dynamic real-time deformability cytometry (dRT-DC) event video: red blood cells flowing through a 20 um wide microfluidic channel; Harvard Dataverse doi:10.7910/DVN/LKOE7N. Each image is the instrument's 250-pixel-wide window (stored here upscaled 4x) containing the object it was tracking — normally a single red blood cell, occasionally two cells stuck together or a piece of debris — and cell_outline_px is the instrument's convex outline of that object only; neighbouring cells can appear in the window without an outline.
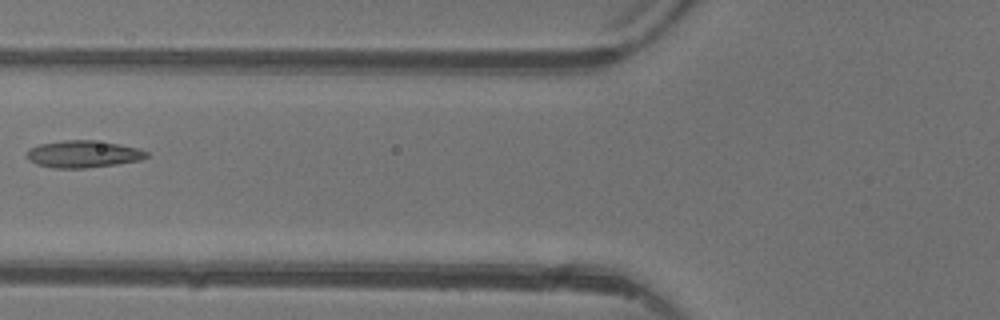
{"species": "common noctule bat (a hibernating species)", "species_latin": "Nyctalus noctula", "temperature_condition": "warm", "stored_images_in_passage": 5, "camera_frame_rate_fps": 3000, "um_per_image_px": 0.085, "animal": {"sex": "female"}, "frame": {"image": 1, "passage_image": 5, "time_ms": 4.667, "image_size_px": [1000, 320], "cell_outline_px": [[148, 156], [140, 160], [116, 164], [84, 168], [52, 168], [36, 164], [28, 160], [28, 148], [40, 144], [64, 140], [92, 140], [120, 144], [140, 148], [148, 152]], "centroid_in_image_um": [7.08, 13.09], "position_along_channel_um": 118.7, "area_um2": 18.9}}